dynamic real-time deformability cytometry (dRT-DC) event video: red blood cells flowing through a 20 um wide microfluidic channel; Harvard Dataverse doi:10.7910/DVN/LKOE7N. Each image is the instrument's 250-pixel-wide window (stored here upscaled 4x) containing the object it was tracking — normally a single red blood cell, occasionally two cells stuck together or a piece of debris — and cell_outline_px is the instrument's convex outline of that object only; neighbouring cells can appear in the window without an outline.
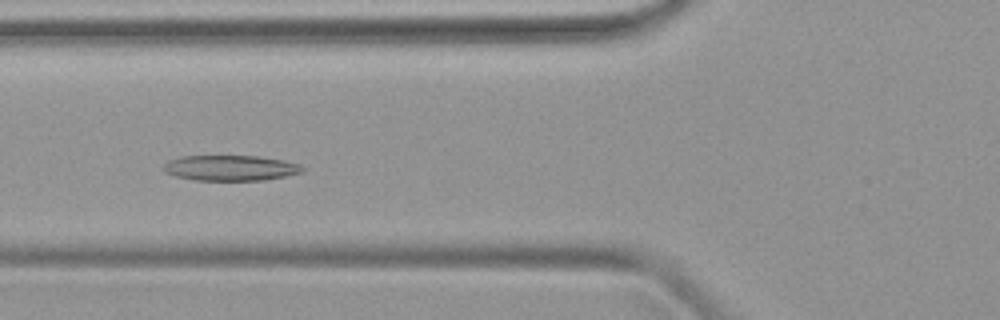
{"species": "common noctule bat (a hibernating species)", "species_latin": "Nyctalus noctula", "temperature_condition": "warm", "stored_images_in_passage": 48, "camera_frame_rate_fps": 3000, "um_per_image_px": 0.085, "animal": {"sex": "female", "body_mass_g": 19.9}, "frame": {"image": 1, "passage_image": 18, "time_ms": 5.667, "image_size_px": [1000, 320], "cell_outline_px": [[304, 168], [300, 172], [284, 176], [264, 180], [196, 180], [176, 176], [164, 172], [160, 168], [168, 160], [180, 156], [256, 156], [284, 160], [300, 164]], "centroid_in_image_um": [19.53, 14.27], "position_along_channel_um": 106.3, "area_um2": 20.58}}
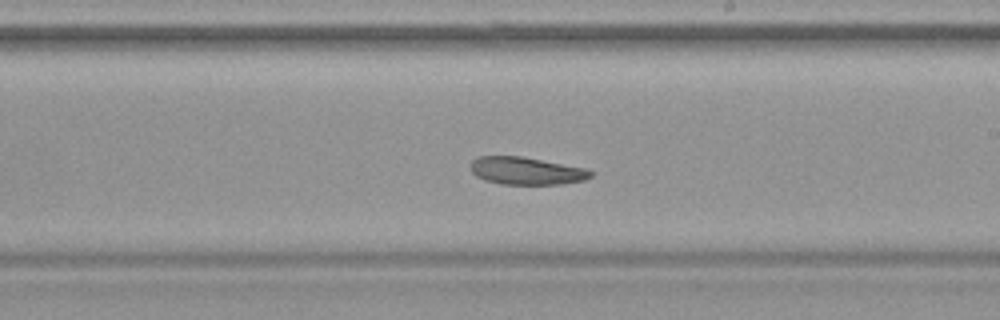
{"frame": {"image": 2, "passage_image": 28, "time_ms": 9.0, "image_size_px": [1000, 320], "cell_outline_px": [[592, 176], [584, 180], [560, 184], [504, 184], [484, 180], [476, 176], [472, 172], [468, 164], [476, 156], [520, 156], [584, 168], [592, 172]], "centroid_in_image_um": [44.66, 14.52], "position_along_channel_um": 244.3, "area_um2": 19.19}}
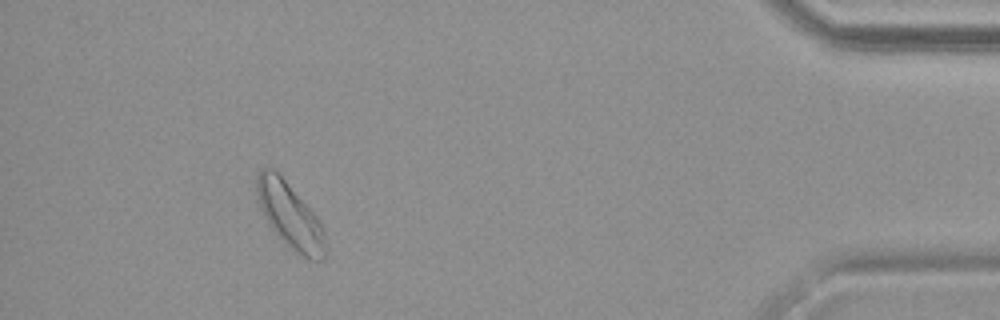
{"frame": {"image": 3, "passage_image": 44, "time_ms": 14.333, "image_size_px": [1000, 320], "cell_outline_px": [[324, 260], [308, 260], [300, 256], [268, 224], [260, 208], [256, 196], [256, 176], [260, 168], [272, 168], [284, 180], [320, 220], [324, 228]], "centroid_in_image_um": [24.63, 18.32], "position_along_channel_um": 410.6, "area_um2": 25.66}}